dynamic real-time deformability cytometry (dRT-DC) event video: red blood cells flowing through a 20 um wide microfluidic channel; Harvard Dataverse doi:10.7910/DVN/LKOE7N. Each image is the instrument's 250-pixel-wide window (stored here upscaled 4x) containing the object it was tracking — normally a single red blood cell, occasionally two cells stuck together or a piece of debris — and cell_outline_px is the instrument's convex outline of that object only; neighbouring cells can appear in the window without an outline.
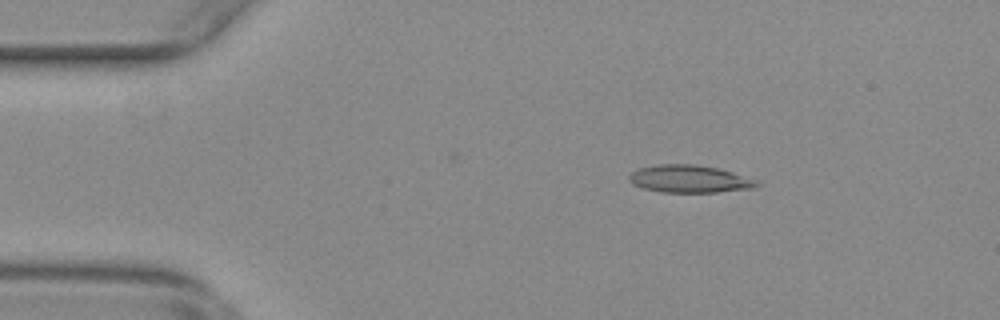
{"species": "common noctule bat (a hibernating species)", "species_latin": "Nyctalus noctula", "temperature_condition": "warm", "stored_images_in_passage": 53, "camera_frame_rate_fps": 3000, "um_per_image_px": 0.085, "animal": {"sex": "female", "body_mass_g": 29.2, "forearm_length_mm": 56.3}, "frame": {"image": 1, "passage_image": 8, "time_ms": 2.333, "image_size_px": [1000, 320], "cell_outline_px": [[760, 184], [752, 188], [716, 192], [664, 192], [644, 188], [632, 184], [628, 180], [628, 176], [632, 172], [640, 168], [656, 164], [692, 164], [716, 168], [732, 172], [756, 180]], "centroid_in_image_um": [58.56, 15.2], "position_along_channel_um": 26.4, "area_um2": 20.23}}
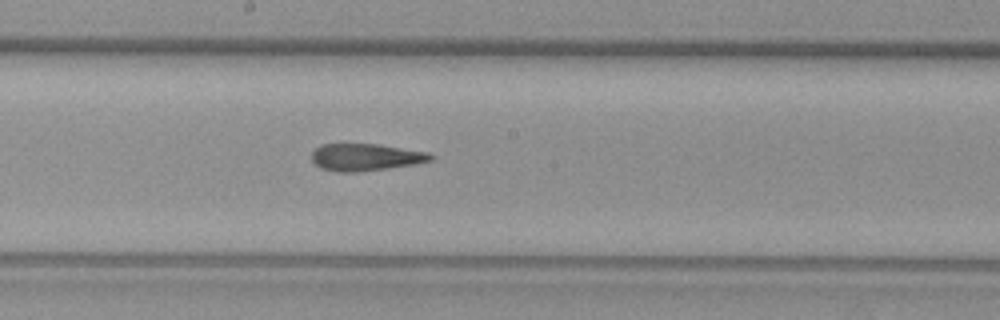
{"frame": {"image": 2, "passage_image": 28, "time_ms": 9.0, "image_size_px": [1000, 320], "cell_outline_px": [[436, 156], [432, 160], [416, 164], [360, 172], [336, 172], [320, 168], [312, 160], [312, 152], [320, 144], [380, 144], [428, 152]], "centroid_in_image_um": [31.1, 13.36], "position_along_channel_um": 217.1, "area_um2": 19.02}}
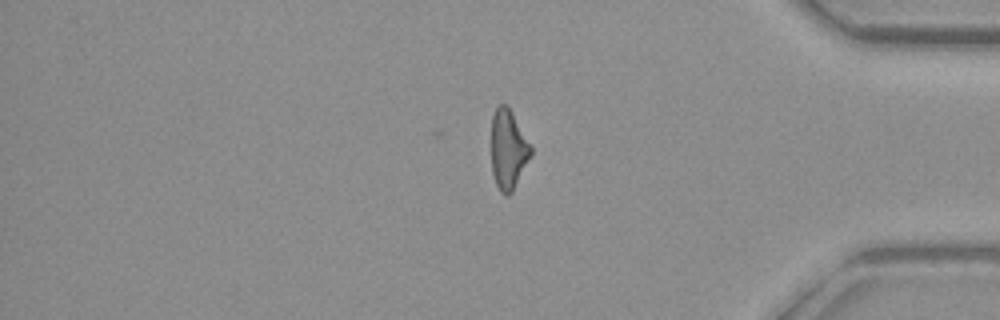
{"frame": {"image": 3, "passage_image": 44, "time_ms": 14.333, "image_size_px": [1000, 320], "cell_outline_px": [[532, 152], [512, 192], [508, 196], [504, 196], [500, 192], [496, 184], [492, 172], [492, 112], [500, 104], [508, 104], [532, 148]], "centroid_in_image_um": [43.18, 12.69], "position_along_channel_um": 392.0, "area_um2": 18.21}, "authors_computed_cell_mechanics": {"area_um2": 19.5942, "velocity_mm_per_s": 3.8067, "shape_relaxation_time_tau1_ms": null, "shape_relaxation_time_tau2_ms": 4.0989, "deformation_change_tau1": null, "deformation_change_tau2": 0.1576}}